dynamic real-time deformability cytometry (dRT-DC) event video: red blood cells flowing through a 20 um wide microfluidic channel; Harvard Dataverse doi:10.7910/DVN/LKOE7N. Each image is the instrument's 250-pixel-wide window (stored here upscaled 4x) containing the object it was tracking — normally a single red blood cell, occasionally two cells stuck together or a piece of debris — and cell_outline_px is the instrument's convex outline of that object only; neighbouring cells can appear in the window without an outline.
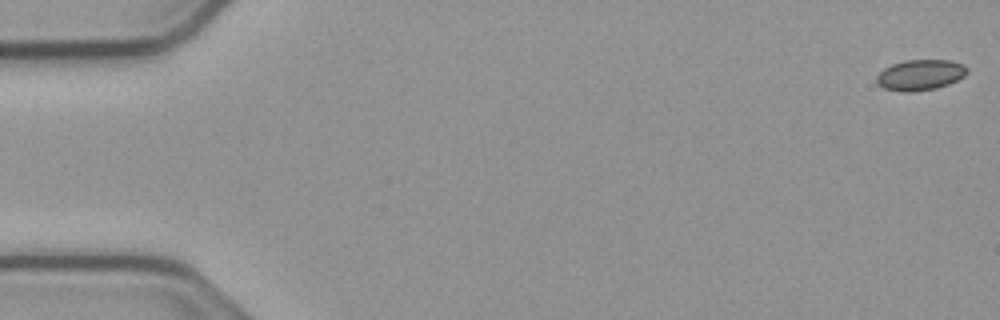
{"species": "common noctule bat (a hibernating species)", "species_latin": "Nyctalus noctula", "temperature_condition": "cold", "stored_images_in_passage": 54, "camera_frame_rate_fps": 3000, "um_per_image_px": 0.085, "animal": {"sex": "male", "body_mass_g": 23.1, "forearm_length_mm": 52.7}, "frame": {"image": 1, "passage_image": 1, "time_ms": 0.0, "image_size_px": [1000, 320], "cell_outline_px": [[968, 72], [964, 76], [948, 84], [936, 88], [912, 92], [900, 92], [884, 88], [876, 84], [876, 76], [884, 68], [892, 64], [904, 60], [948, 60], [964, 64], [968, 68]], "centroid_in_image_um": [78.2, 6.37], "position_along_channel_um": 6.8, "area_um2": 16.3}}
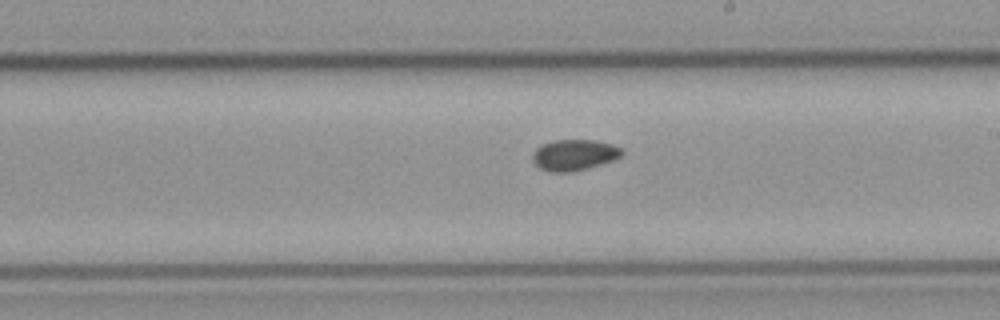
{"frame": {"image": 2, "passage_image": 31, "time_ms": 10.0, "image_size_px": [1000, 320], "cell_outline_px": [[624, 152], [620, 156], [612, 160], [588, 168], [572, 172], [548, 172], [540, 168], [532, 160], [532, 156], [536, 148], [544, 144], [556, 140], [596, 140], [612, 144], [620, 148]], "centroid_in_image_um": [48.79, 13.17], "position_along_channel_um": 240.2, "area_um2": 16.01}}
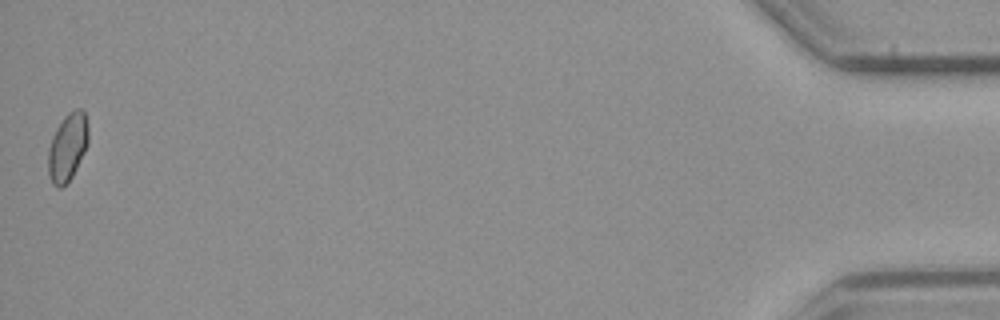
{"frame": {"image": 3, "passage_image": 54, "time_ms": 17.667, "image_size_px": [1000, 320], "cell_outline_px": [[88, 144], [72, 176], [60, 188], [56, 188], [52, 184], [48, 172], [48, 148], [52, 136], [56, 128], [64, 116], [68, 112], [76, 108], [80, 108], [84, 112], [88, 128]], "centroid_in_image_um": [5.72, 12.49], "position_along_channel_um": 429.5, "area_um2": 15.84}}